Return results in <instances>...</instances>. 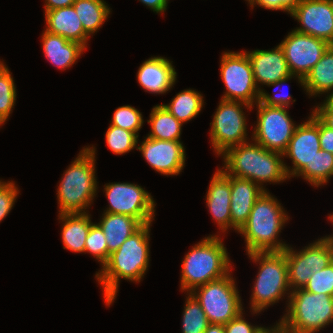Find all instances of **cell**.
Here are the masks:
<instances>
[{"mask_svg": "<svg viewBox=\"0 0 333 333\" xmlns=\"http://www.w3.org/2000/svg\"><path fill=\"white\" fill-rule=\"evenodd\" d=\"M151 223L142 225L136 232L112 254L96 273V279L102 285L104 299L110 306L117 294L121 278L140 282L149 265V238Z\"/></svg>", "mask_w": 333, "mask_h": 333, "instance_id": "1", "label": "cell"}, {"mask_svg": "<svg viewBox=\"0 0 333 333\" xmlns=\"http://www.w3.org/2000/svg\"><path fill=\"white\" fill-rule=\"evenodd\" d=\"M222 157L228 175L249 179L263 189L264 182L278 183L288 179L286 164L281 159L283 154L267 150L256 142L229 148Z\"/></svg>", "mask_w": 333, "mask_h": 333, "instance_id": "2", "label": "cell"}, {"mask_svg": "<svg viewBox=\"0 0 333 333\" xmlns=\"http://www.w3.org/2000/svg\"><path fill=\"white\" fill-rule=\"evenodd\" d=\"M281 204L264 191L254 203L246 224L239 233L245 237L247 254L252 252L284 251L288 246L278 241L281 228L288 221Z\"/></svg>", "mask_w": 333, "mask_h": 333, "instance_id": "3", "label": "cell"}, {"mask_svg": "<svg viewBox=\"0 0 333 333\" xmlns=\"http://www.w3.org/2000/svg\"><path fill=\"white\" fill-rule=\"evenodd\" d=\"M95 153L94 146L83 148L65 170L57 189L59 215L86 213L84 210L91 205L97 191Z\"/></svg>", "mask_w": 333, "mask_h": 333, "instance_id": "4", "label": "cell"}, {"mask_svg": "<svg viewBox=\"0 0 333 333\" xmlns=\"http://www.w3.org/2000/svg\"><path fill=\"white\" fill-rule=\"evenodd\" d=\"M230 263L221 238L217 235L205 237L194 245L182 261L181 289L190 293L227 275L231 269Z\"/></svg>", "mask_w": 333, "mask_h": 333, "instance_id": "5", "label": "cell"}, {"mask_svg": "<svg viewBox=\"0 0 333 333\" xmlns=\"http://www.w3.org/2000/svg\"><path fill=\"white\" fill-rule=\"evenodd\" d=\"M288 298L287 313L276 324L285 333H315L333 322V296L298 288Z\"/></svg>", "mask_w": 333, "mask_h": 333, "instance_id": "6", "label": "cell"}, {"mask_svg": "<svg viewBox=\"0 0 333 333\" xmlns=\"http://www.w3.org/2000/svg\"><path fill=\"white\" fill-rule=\"evenodd\" d=\"M248 256L260 265L251 295L254 314L278 302L285 294L289 295L286 293L290 290L289 279L284 251L252 252Z\"/></svg>", "mask_w": 333, "mask_h": 333, "instance_id": "7", "label": "cell"}, {"mask_svg": "<svg viewBox=\"0 0 333 333\" xmlns=\"http://www.w3.org/2000/svg\"><path fill=\"white\" fill-rule=\"evenodd\" d=\"M230 274L229 272L190 292L200 303L209 324H227L243 310L239 291Z\"/></svg>", "mask_w": 333, "mask_h": 333, "instance_id": "8", "label": "cell"}, {"mask_svg": "<svg viewBox=\"0 0 333 333\" xmlns=\"http://www.w3.org/2000/svg\"><path fill=\"white\" fill-rule=\"evenodd\" d=\"M220 74L226 92L223 100L240 101L253 106L260 97L250 60L245 52H224L221 56Z\"/></svg>", "mask_w": 333, "mask_h": 333, "instance_id": "9", "label": "cell"}, {"mask_svg": "<svg viewBox=\"0 0 333 333\" xmlns=\"http://www.w3.org/2000/svg\"><path fill=\"white\" fill-rule=\"evenodd\" d=\"M252 109L240 101L221 99L213 117L210 131L212 146L217 155L224 154L229 148L247 141L246 118L242 106Z\"/></svg>", "mask_w": 333, "mask_h": 333, "instance_id": "10", "label": "cell"}, {"mask_svg": "<svg viewBox=\"0 0 333 333\" xmlns=\"http://www.w3.org/2000/svg\"><path fill=\"white\" fill-rule=\"evenodd\" d=\"M258 118L253 141L270 151L284 153L295 128L286 107L268 106L257 102Z\"/></svg>", "mask_w": 333, "mask_h": 333, "instance_id": "11", "label": "cell"}, {"mask_svg": "<svg viewBox=\"0 0 333 333\" xmlns=\"http://www.w3.org/2000/svg\"><path fill=\"white\" fill-rule=\"evenodd\" d=\"M109 207L105 212L129 215L142 225L154 220L155 201L141 186L131 183H109L105 185Z\"/></svg>", "mask_w": 333, "mask_h": 333, "instance_id": "12", "label": "cell"}, {"mask_svg": "<svg viewBox=\"0 0 333 333\" xmlns=\"http://www.w3.org/2000/svg\"><path fill=\"white\" fill-rule=\"evenodd\" d=\"M279 46L284 52L290 74L304 79L330 44L322 39L292 30Z\"/></svg>", "mask_w": 333, "mask_h": 333, "instance_id": "13", "label": "cell"}, {"mask_svg": "<svg viewBox=\"0 0 333 333\" xmlns=\"http://www.w3.org/2000/svg\"><path fill=\"white\" fill-rule=\"evenodd\" d=\"M290 14L301 24L295 31L333 45V0H301Z\"/></svg>", "mask_w": 333, "mask_h": 333, "instance_id": "14", "label": "cell"}, {"mask_svg": "<svg viewBox=\"0 0 333 333\" xmlns=\"http://www.w3.org/2000/svg\"><path fill=\"white\" fill-rule=\"evenodd\" d=\"M321 149L319 141V118L312 112L309 120L297 125L283 156H289L293 167H285L288 178L296 176L304 167H311V161Z\"/></svg>", "mask_w": 333, "mask_h": 333, "instance_id": "15", "label": "cell"}, {"mask_svg": "<svg viewBox=\"0 0 333 333\" xmlns=\"http://www.w3.org/2000/svg\"><path fill=\"white\" fill-rule=\"evenodd\" d=\"M136 149L157 172L178 175L185 166V148L180 141L160 140L146 137Z\"/></svg>", "mask_w": 333, "mask_h": 333, "instance_id": "16", "label": "cell"}, {"mask_svg": "<svg viewBox=\"0 0 333 333\" xmlns=\"http://www.w3.org/2000/svg\"><path fill=\"white\" fill-rule=\"evenodd\" d=\"M231 184V228L237 232L246 224L254 203L266 191L249 179L230 176Z\"/></svg>", "mask_w": 333, "mask_h": 333, "instance_id": "17", "label": "cell"}, {"mask_svg": "<svg viewBox=\"0 0 333 333\" xmlns=\"http://www.w3.org/2000/svg\"><path fill=\"white\" fill-rule=\"evenodd\" d=\"M245 53L250 60L258 88V82L267 85L291 75L284 52L279 45L272 50H254Z\"/></svg>", "mask_w": 333, "mask_h": 333, "instance_id": "18", "label": "cell"}, {"mask_svg": "<svg viewBox=\"0 0 333 333\" xmlns=\"http://www.w3.org/2000/svg\"><path fill=\"white\" fill-rule=\"evenodd\" d=\"M177 73L172 61L152 57L144 61L137 72V80L145 91L164 94L175 84Z\"/></svg>", "mask_w": 333, "mask_h": 333, "instance_id": "19", "label": "cell"}, {"mask_svg": "<svg viewBox=\"0 0 333 333\" xmlns=\"http://www.w3.org/2000/svg\"><path fill=\"white\" fill-rule=\"evenodd\" d=\"M231 184L230 175L222 168L213 175L206 195V203L213 219L225 232L231 227Z\"/></svg>", "mask_w": 333, "mask_h": 333, "instance_id": "20", "label": "cell"}, {"mask_svg": "<svg viewBox=\"0 0 333 333\" xmlns=\"http://www.w3.org/2000/svg\"><path fill=\"white\" fill-rule=\"evenodd\" d=\"M44 14L46 31L60 35L68 41L82 44L86 48L90 36L84 31L73 5L46 11Z\"/></svg>", "mask_w": 333, "mask_h": 333, "instance_id": "21", "label": "cell"}, {"mask_svg": "<svg viewBox=\"0 0 333 333\" xmlns=\"http://www.w3.org/2000/svg\"><path fill=\"white\" fill-rule=\"evenodd\" d=\"M42 41L44 55L59 69L71 67L86 49L82 44L68 41L46 30L42 34Z\"/></svg>", "mask_w": 333, "mask_h": 333, "instance_id": "22", "label": "cell"}, {"mask_svg": "<svg viewBox=\"0 0 333 333\" xmlns=\"http://www.w3.org/2000/svg\"><path fill=\"white\" fill-rule=\"evenodd\" d=\"M100 223H97L107 242L108 259L142 224L129 215L104 212Z\"/></svg>", "mask_w": 333, "mask_h": 333, "instance_id": "23", "label": "cell"}, {"mask_svg": "<svg viewBox=\"0 0 333 333\" xmlns=\"http://www.w3.org/2000/svg\"><path fill=\"white\" fill-rule=\"evenodd\" d=\"M62 225L63 249L73 252H84L85 241L91 227L88 213L60 214Z\"/></svg>", "mask_w": 333, "mask_h": 333, "instance_id": "24", "label": "cell"}, {"mask_svg": "<svg viewBox=\"0 0 333 333\" xmlns=\"http://www.w3.org/2000/svg\"><path fill=\"white\" fill-rule=\"evenodd\" d=\"M303 87L310 96L327 93L333 89V45L327 48L303 79Z\"/></svg>", "mask_w": 333, "mask_h": 333, "instance_id": "25", "label": "cell"}, {"mask_svg": "<svg viewBox=\"0 0 333 333\" xmlns=\"http://www.w3.org/2000/svg\"><path fill=\"white\" fill-rule=\"evenodd\" d=\"M151 125V132L147 137L180 141L182 123L173 116L162 104L153 107L150 119L147 120Z\"/></svg>", "mask_w": 333, "mask_h": 333, "instance_id": "26", "label": "cell"}, {"mask_svg": "<svg viewBox=\"0 0 333 333\" xmlns=\"http://www.w3.org/2000/svg\"><path fill=\"white\" fill-rule=\"evenodd\" d=\"M73 7L89 36L97 32L111 12L103 0H76Z\"/></svg>", "mask_w": 333, "mask_h": 333, "instance_id": "27", "label": "cell"}, {"mask_svg": "<svg viewBox=\"0 0 333 333\" xmlns=\"http://www.w3.org/2000/svg\"><path fill=\"white\" fill-rule=\"evenodd\" d=\"M203 97L195 90L187 89L178 93L169 104H162L182 124L195 118L203 108Z\"/></svg>", "mask_w": 333, "mask_h": 333, "instance_id": "28", "label": "cell"}, {"mask_svg": "<svg viewBox=\"0 0 333 333\" xmlns=\"http://www.w3.org/2000/svg\"><path fill=\"white\" fill-rule=\"evenodd\" d=\"M289 279V288L293 290L304 288L309 277L313 275V271L308 265V246L300 252L294 251L292 247L287 246L284 249ZM293 287V288H292Z\"/></svg>", "mask_w": 333, "mask_h": 333, "instance_id": "29", "label": "cell"}, {"mask_svg": "<svg viewBox=\"0 0 333 333\" xmlns=\"http://www.w3.org/2000/svg\"><path fill=\"white\" fill-rule=\"evenodd\" d=\"M296 176H302L313 186H321L333 176V154L320 149L311 161Z\"/></svg>", "mask_w": 333, "mask_h": 333, "instance_id": "30", "label": "cell"}, {"mask_svg": "<svg viewBox=\"0 0 333 333\" xmlns=\"http://www.w3.org/2000/svg\"><path fill=\"white\" fill-rule=\"evenodd\" d=\"M182 318V333H204L209 322L200 303L189 293Z\"/></svg>", "mask_w": 333, "mask_h": 333, "instance_id": "31", "label": "cell"}, {"mask_svg": "<svg viewBox=\"0 0 333 333\" xmlns=\"http://www.w3.org/2000/svg\"><path fill=\"white\" fill-rule=\"evenodd\" d=\"M16 100V87L8 67L0 69V125L8 119Z\"/></svg>", "mask_w": 333, "mask_h": 333, "instance_id": "32", "label": "cell"}, {"mask_svg": "<svg viewBox=\"0 0 333 333\" xmlns=\"http://www.w3.org/2000/svg\"><path fill=\"white\" fill-rule=\"evenodd\" d=\"M106 143L110 150L115 154H124L138 144V136L131 131L124 130L123 128L110 125L106 134Z\"/></svg>", "mask_w": 333, "mask_h": 333, "instance_id": "33", "label": "cell"}, {"mask_svg": "<svg viewBox=\"0 0 333 333\" xmlns=\"http://www.w3.org/2000/svg\"><path fill=\"white\" fill-rule=\"evenodd\" d=\"M333 262V248L324 238L308 246V265L314 273Z\"/></svg>", "mask_w": 333, "mask_h": 333, "instance_id": "34", "label": "cell"}, {"mask_svg": "<svg viewBox=\"0 0 333 333\" xmlns=\"http://www.w3.org/2000/svg\"><path fill=\"white\" fill-rule=\"evenodd\" d=\"M110 122V125L134 132L137 136H139L138 131L141 129L144 120L139 110L132 106L126 105L118 107L115 110L113 114V120Z\"/></svg>", "mask_w": 333, "mask_h": 333, "instance_id": "35", "label": "cell"}, {"mask_svg": "<svg viewBox=\"0 0 333 333\" xmlns=\"http://www.w3.org/2000/svg\"><path fill=\"white\" fill-rule=\"evenodd\" d=\"M84 252L92 254L103 266L108 261V249L105 235L98 224H91L85 241Z\"/></svg>", "mask_w": 333, "mask_h": 333, "instance_id": "36", "label": "cell"}, {"mask_svg": "<svg viewBox=\"0 0 333 333\" xmlns=\"http://www.w3.org/2000/svg\"><path fill=\"white\" fill-rule=\"evenodd\" d=\"M303 289L310 293L333 296V262L322 270L313 273Z\"/></svg>", "mask_w": 333, "mask_h": 333, "instance_id": "37", "label": "cell"}, {"mask_svg": "<svg viewBox=\"0 0 333 333\" xmlns=\"http://www.w3.org/2000/svg\"><path fill=\"white\" fill-rule=\"evenodd\" d=\"M297 77L299 83H301V86L303 85V79L300 76L297 75H290L289 77H286L284 79H281L279 81L267 84V86H276L279 87V85L281 86V84L283 85L285 82H287L288 80H290L292 77ZM291 98L292 96L289 94H285V95H274L271 96L268 93H265V91L263 89H261L260 91V97H259V102H261L264 105H268V106H277V107H286L288 108V106L290 105L291 102Z\"/></svg>", "mask_w": 333, "mask_h": 333, "instance_id": "38", "label": "cell"}, {"mask_svg": "<svg viewBox=\"0 0 333 333\" xmlns=\"http://www.w3.org/2000/svg\"><path fill=\"white\" fill-rule=\"evenodd\" d=\"M14 182L0 181V222L10 213L19 194Z\"/></svg>", "mask_w": 333, "mask_h": 333, "instance_id": "39", "label": "cell"}, {"mask_svg": "<svg viewBox=\"0 0 333 333\" xmlns=\"http://www.w3.org/2000/svg\"><path fill=\"white\" fill-rule=\"evenodd\" d=\"M243 311L234 319L224 324L225 333H266L270 328L252 326L243 319Z\"/></svg>", "mask_w": 333, "mask_h": 333, "instance_id": "40", "label": "cell"}, {"mask_svg": "<svg viewBox=\"0 0 333 333\" xmlns=\"http://www.w3.org/2000/svg\"><path fill=\"white\" fill-rule=\"evenodd\" d=\"M300 2L301 0H251L249 4L252 8L256 4L270 10L287 11L290 14Z\"/></svg>", "mask_w": 333, "mask_h": 333, "instance_id": "41", "label": "cell"}, {"mask_svg": "<svg viewBox=\"0 0 333 333\" xmlns=\"http://www.w3.org/2000/svg\"><path fill=\"white\" fill-rule=\"evenodd\" d=\"M319 141L321 149L333 154V129L319 119Z\"/></svg>", "mask_w": 333, "mask_h": 333, "instance_id": "42", "label": "cell"}, {"mask_svg": "<svg viewBox=\"0 0 333 333\" xmlns=\"http://www.w3.org/2000/svg\"><path fill=\"white\" fill-rule=\"evenodd\" d=\"M326 126L333 129V109H330L325 103L314 108L312 111Z\"/></svg>", "mask_w": 333, "mask_h": 333, "instance_id": "43", "label": "cell"}, {"mask_svg": "<svg viewBox=\"0 0 333 333\" xmlns=\"http://www.w3.org/2000/svg\"><path fill=\"white\" fill-rule=\"evenodd\" d=\"M156 13L166 11L168 0H139Z\"/></svg>", "mask_w": 333, "mask_h": 333, "instance_id": "44", "label": "cell"}, {"mask_svg": "<svg viewBox=\"0 0 333 333\" xmlns=\"http://www.w3.org/2000/svg\"><path fill=\"white\" fill-rule=\"evenodd\" d=\"M76 0H46L45 12L53 9H59L63 7L72 6Z\"/></svg>", "mask_w": 333, "mask_h": 333, "instance_id": "45", "label": "cell"}, {"mask_svg": "<svg viewBox=\"0 0 333 333\" xmlns=\"http://www.w3.org/2000/svg\"><path fill=\"white\" fill-rule=\"evenodd\" d=\"M204 333H225L223 324H209Z\"/></svg>", "mask_w": 333, "mask_h": 333, "instance_id": "46", "label": "cell"}, {"mask_svg": "<svg viewBox=\"0 0 333 333\" xmlns=\"http://www.w3.org/2000/svg\"><path fill=\"white\" fill-rule=\"evenodd\" d=\"M324 101V103L330 108L333 109V92H331Z\"/></svg>", "mask_w": 333, "mask_h": 333, "instance_id": "47", "label": "cell"}, {"mask_svg": "<svg viewBox=\"0 0 333 333\" xmlns=\"http://www.w3.org/2000/svg\"><path fill=\"white\" fill-rule=\"evenodd\" d=\"M330 219V221H332L333 223V214L329 215L328 217ZM324 239L328 242V244L333 248V236H329V237H324Z\"/></svg>", "mask_w": 333, "mask_h": 333, "instance_id": "48", "label": "cell"}, {"mask_svg": "<svg viewBox=\"0 0 333 333\" xmlns=\"http://www.w3.org/2000/svg\"><path fill=\"white\" fill-rule=\"evenodd\" d=\"M266 333H285L282 331L277 325H275L273 328L269 329Z\"/></svg>", "mask_w": 333, "mask_h": 333, "instance_id": "49", "label": "cell"}, {"mask_svg": "<svg viewBox=\"0 0 333 333\" xmlns=\"http://www.w3.org/2000/svg\"><path fill=\"white\" fill-rule=\"evenodd\" d=\"M5 64L0 61V69L4 66Z\"/></svg>", "mask_w": 333, "mask_h": 333, "instance_id": "50", "label": "cell"}]
</instances>
